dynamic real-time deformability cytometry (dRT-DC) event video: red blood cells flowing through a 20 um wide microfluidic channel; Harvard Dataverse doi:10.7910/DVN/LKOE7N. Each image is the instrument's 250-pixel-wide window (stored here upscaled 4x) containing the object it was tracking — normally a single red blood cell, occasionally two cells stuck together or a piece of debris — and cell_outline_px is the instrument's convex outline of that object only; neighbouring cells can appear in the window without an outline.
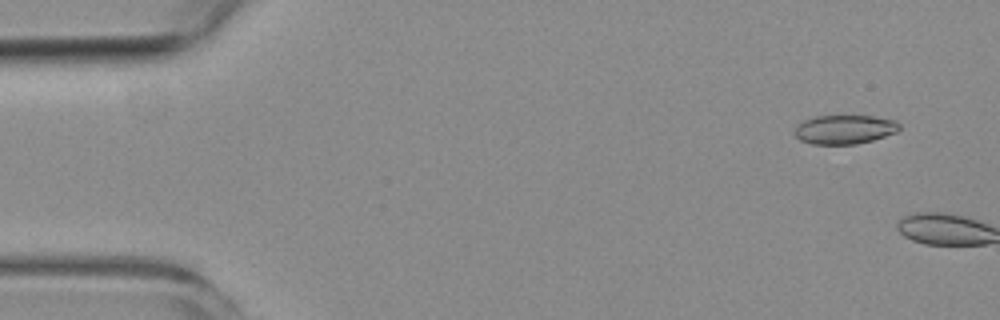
{"species": "common noctule bat (a hibernating species)", "species_latin": "Nyctalus noctula", "temperature_condition": "room temperature", "stored_images_in_passage": 5, "camera_frame_rate_fps": 3000, "um_per_image_px": 0.085, "animal": {"sex": "female", "body_mass_g": 19.3, "forearm_length_mm": 54.1}, "frame": {"image": 1, "passage_image": 1, "time_ms": 0.0, "image_size_px": [1000, 320], "cell_outline_px": [[900, 128], [896, 132], [872, 140], [856, 144], [812, 144], [800, 140], [792, 132], [804, 120], [816, 116], [872, 116], [896, 120], [900, 124]], "centroid_in_image_um": [71.79, 11.0], "position_along_channel_um": 13.2, "area_um2": 17.63}}
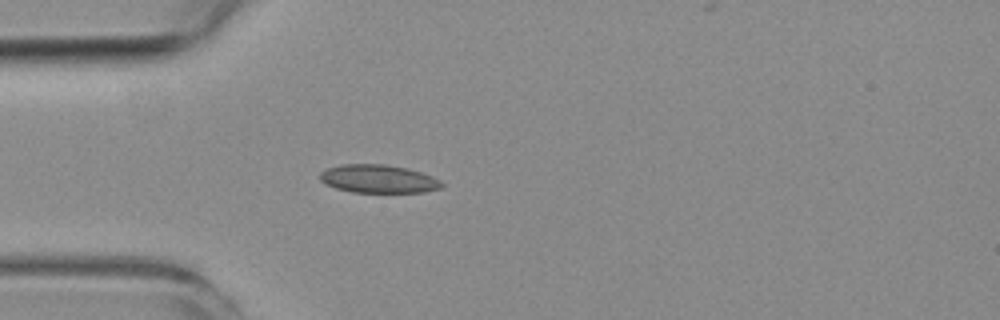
{"frame": {"image": 2, "passage_image": 5, "time_ms": 5.333, "image_size_px": [1000, 320], "cell_outline_px": [[444, 184], [440, 188], [424, 192], [352, 192], [336, 188], [324, 184], [320, 180], [320, 172], [328, 168], [340, 164], [384, 164], [408, 168], [432, 176], [440, 180]], "centroid_in_image_um": [32.15, 15.2], "position_along_channel_um": 52.9, "area_um2": 20.06}}